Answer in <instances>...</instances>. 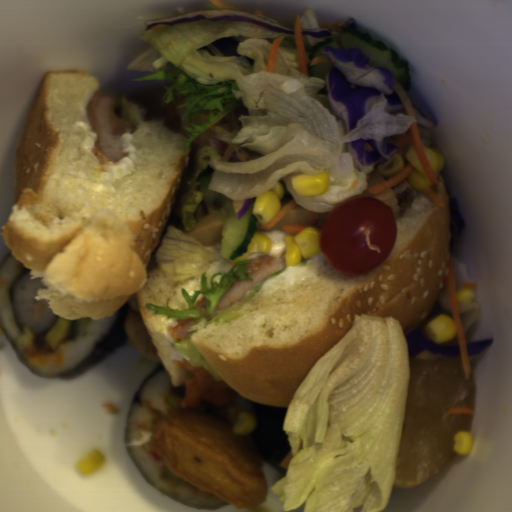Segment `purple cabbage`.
Returning <instances> with one entry per match:
<instances>
[{"mask_svg": "<svg viewBox=\"0 0 512 512\" xmlns=\"http://www.w3.org/2000/svg\"><path fill=\"white\" fill-rule=\"evenodd\" d=\"M330 66L325 83L330 108L338 115L346 131L357 127V122L379 101L386 99L387 112L405 111L400 98L393 90L394 72L389 68L374 66L360 47L321 49Z\"/></svg>", "mask_w": 512, "mask_h": 512, "instance_id": "c1f60e8f", "label": "purple cabbage"}, {"mask_svg": "<svg viewBox=\"0 0 512 512\" xmlns=\"http://www.w3.org/2000/svg\"><path fill=\"white\" fill-rule=\"evenodd\" d=\"M409 134L408 132L394 136H384L381 140L358 139L345 143L346 151L351 156L355 166L362 174L374 172L379 165L389 161L396 154H404L414 144L407 142L402 147L396 143Z\"/></svg>", "mask_w": 512, "mask_h": 512, "instance_id": "ea28d5fd", "label": "purple cabbage"}, {"mask_svg": "<svg viewBox=\"0 0 512 512\" xmlns=\"http://www.w3.org/2000/svg\"><path fill=\"white\" fill-rule=\"evenodd\" d=\"M231 19H238L247 21L271 31L280 33L296 35L295 28L285 27L277 25L263 17L256 16L247 12H239L235 10H203L178 17L161 18V19H146L144 24V30H151L156 26H173L183 22H193L197 20H208L215 22H225Z\"/></svg>", "mask_w": 512, "mask_h": 512, "instance_id": "f65ffa83", "label": "purple cabbage"}, {"mask_svg": "<svg viewBox=\"0 0 512 512\" xmlns=\"http://www.w3.org/2000/svg\"><path fill=\"white\" fill-rule=\"evenodd\" d=\"M440 315H445L453 320V314L445 310L437 301L435 307L422 320V322L409 334L405 335L409 344V359L418 356L422 352H431L450 357H462L460 346L436 344L429 339L424 329L428 323Z\"/></svg>", "mask_w": 512, "mask_h": 512, "instance_id": "39781b68", "label": "purple cabbage"}, {"mask_svg": "<svg viewBox=\"0 0 512 512\" xmlns=\"http://www.w3.org/2000/svg\"><path fill=\"white\" fill-rule=\"evenodd\" d=\"M239 47V40L237 37L230 36L226 38L217 39L213 42L201 47L203 51L211 56L218 57H236L240 54L237 53Z\"/></svg>", "mask_w": 512, "mask_h": 512, "instance_id": "9ea6ddef", "label": "purple cabbage"}, {"mask_svg": "<svg viewBox=\"0 0 512 512\" xmlns=\"http://www.w3.org/2000/svg\"><path fill=\"white\" fill-rule=\"evenodd\" d=\"M493 343L494 340L492 338L488 340L466 344L468 357L484 353Z\"/></svg>", "mask_w": 512, "mask_h": 512, "instance_id": "8b30caba", "label": "purple cabbage"}, {"mask_svg": "<svg viewBox=\"0 0 512 512\" xmlns=\"http://www.w3.org/2000/svg\"><path fill=\"white\" fill-rule=\"evenodd\" d=\"M253 199H256V197L247 199H233L234 213L237 218H240L249 211V207Z\"/></svg>", "mask_w": 512, "mask_h": 512, "instance_id": "06f8d472", "label": "purple cabbage"}, {"mask_svg": "<svg viewBox=\"0 0 512 512\" xmlns=\"http://www.w3.org/2000/svg\"><path fill=\"white\" fill-rule=\"evenodd\" d=\"M413 110L415 112L416 121L420 125L421 128L427 129V130H433L437 127V124L435 121L424 115L417 107L413 105Z\"/></svg>", "mask_w": 512, "mask_h": 512, "instance_id": "9cd0cae8", "label": "purple cabbage"}, {"mask_svg": "<svg viewBox=\"0 0 512 512\" xmlns=\"http://www.w3.org/2000/svg\"><path fill=\"white\" fill-rule=\"evenodd\" d=\"M302 36L307 37H326L331 35L333 32L328 28H319V29H301Z\"/></svg>", "mask_w": 512, "mask_h": 512, "instance_id": "38c2f254", "label": "purple cabbage"}]
</instances>
